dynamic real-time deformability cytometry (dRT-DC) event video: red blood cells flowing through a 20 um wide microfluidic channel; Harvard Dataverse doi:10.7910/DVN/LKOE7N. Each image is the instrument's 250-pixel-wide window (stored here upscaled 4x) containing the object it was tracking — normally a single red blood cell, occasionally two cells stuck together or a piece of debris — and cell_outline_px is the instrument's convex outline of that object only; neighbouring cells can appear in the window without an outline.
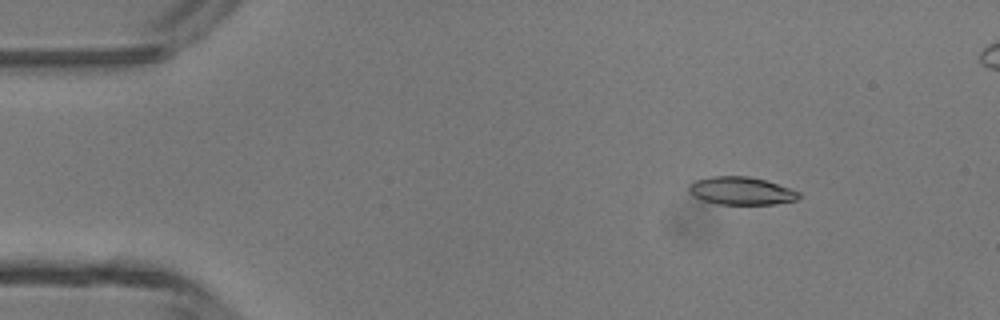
{"species": "common noctule bat (a hibernating species)", "species_latin": "Nyctalus noctula", "temperature_condition": "room temperature", "stored_images_in_passage": 47, "camera_frame_rate_fps": 3000, "um_per_image_px": 0.085, "animal": {"sex": "male", "body_mass_g": 13.3}, "frame": {"image": 1, "passage_image": 6, "time_ms": 1.667, "image_size_px": [1000, 320], "cell_outline_px": [[800, 196], [796, 200], [776, 204], [720, 204], [704, 200], [692, 196], [688, 192], [688, 184], [696, 180], [712, 176], [748, 176], [764, 180], [800, 192]], "centroid_in_image_um": [62.96, 16.22], "position_along_channel_um": 22.0, "area_um2": 17.74}}
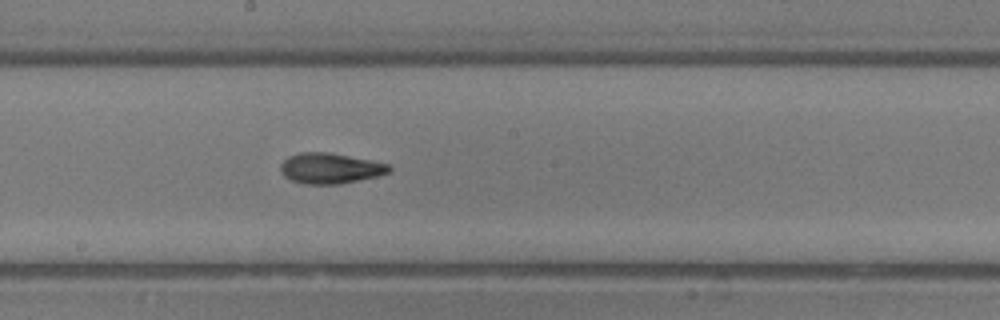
{"frame": {"image": 2, "passage_image": 25, "time_ms": 8.0, "image_size_px": [1000, 320], "cell_outline_px": [[392, 172], [376, 176], [340, 184], [304, 184], [292, 180], [284, 176], [280, 172], [280, 164], [288, 156], [300, 152], [328, 152], [372, 160], [388, 164], [392, 168]], "centroid_in_image_um": [28.06, 14.3], "position_along_channel_um": 220.1, "area_um2": 19.42}}
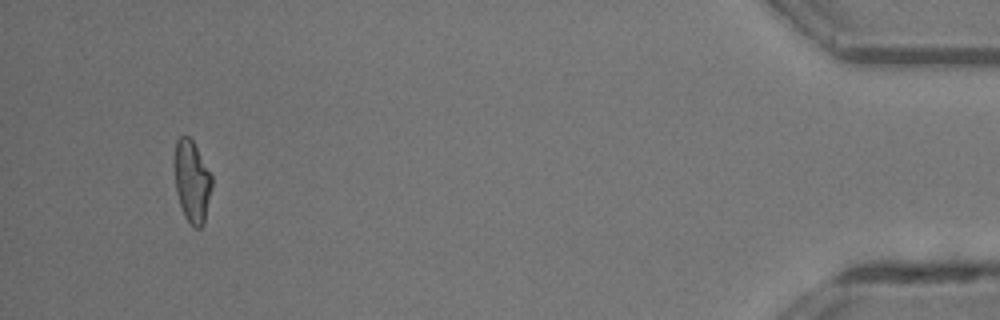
{"frame": {"image": 3, "passage_image": 44, "time_ms": 14.333, "image_size_px": [1000, 320], "cell_outline_px": [[212, 184], [204, 224], [200, 228], [196, 228], [184, 216], [176, 192], [176, 140], [180, 136], [188, 136], [192, 140], [212, 176]], "centroid_in_image_um": [16.34, 15.45], "position_along_channel_um": 418.9, "area_um2": 17.28}, "authors_computed_cell_mechanics": {"area_um2": 18.6694, "velocity_mm_per_s": 4.3986, "shape_relaxation_time_tau1_ms": 3.3706, "shape_relaxation_time_tau2_ms": 2.9149, "deformation_change_tau1": 0.1665, "deformation_change_tau2": 0.0823}}